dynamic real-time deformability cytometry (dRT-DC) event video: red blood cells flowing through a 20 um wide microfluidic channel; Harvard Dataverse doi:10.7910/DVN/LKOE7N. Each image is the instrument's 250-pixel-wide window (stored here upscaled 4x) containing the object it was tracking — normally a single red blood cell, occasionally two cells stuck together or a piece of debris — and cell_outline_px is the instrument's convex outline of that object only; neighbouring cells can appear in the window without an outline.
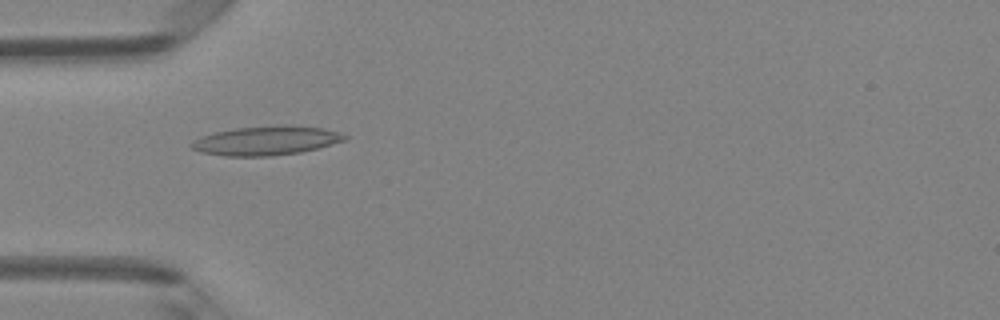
{"species": "Egyptian fruit bat (a non-hibernating species)", "species_latin": "Rousettus aegyptiacus", "temperature_condition": "room temperature", "stored_images_in_passage": 5, "camera_frame_rate_fps": 3000, "um_per_image_px": 0.085, "animal": {"sex": "female"}, "frame": {"image": 1, "passage_image": 4, "time_ms": 1.0, "image_size_px": [1000, 320], "cell_outline_px": [[348, 140], [300, 152], [272, 156], [224, 156], [200, 152], [192, 148], [188, 144], [192, 140], [200, 136], [216, 132], [236, 128], [276, 124], [280, 124], [320, 128], [336, 132], [348, 136]], "centroid_in_image_um": [22.57, 11.95], "position_along_channel_um": 62.4, "area_um2": 26.07}}
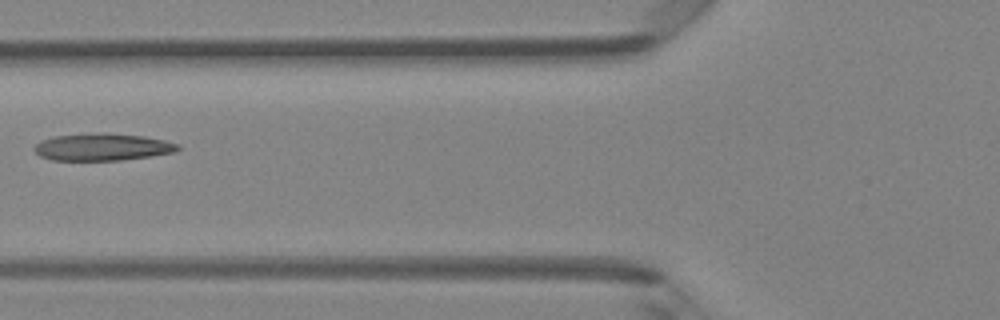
{"frame": {"image": 2, "passage_image": 5, "time_ms": 1.333, "image_size_px": [1000, 320], "cell_outline_px": [[180, 148], [176, 152], [120, 160], [52, 160], [40, 156], [32, 148], [40, 140], [52, 136], [104, 132], [144, 136], [164, 140], [180, 144]], "centroid_in_image_um": [8.69, 12.48], "position_along_channel_um": 117.1, "area_um2": 22.83}}